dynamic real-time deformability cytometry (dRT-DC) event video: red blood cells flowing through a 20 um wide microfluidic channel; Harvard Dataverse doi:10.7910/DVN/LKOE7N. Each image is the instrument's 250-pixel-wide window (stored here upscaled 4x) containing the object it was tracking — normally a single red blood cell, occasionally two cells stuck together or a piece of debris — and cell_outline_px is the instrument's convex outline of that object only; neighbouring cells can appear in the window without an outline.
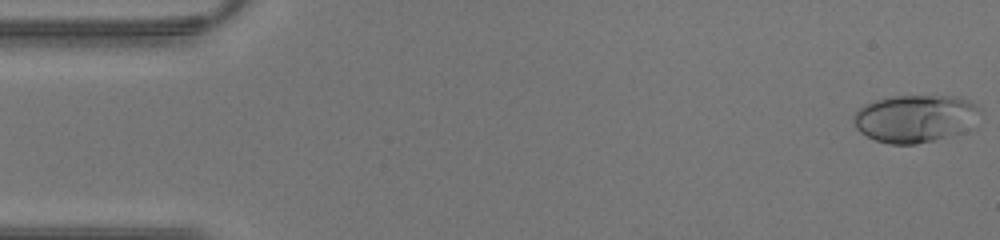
{"species": "human", "species_latin": "Homo sapiens", "temperature_condition": "warm", "stored_images_in_passage": 43, "camera_frame_rate_fps": 3000, "um_per_image_px": 0.085, "donor": {"sex": "male"}, "frame": {"image": 1, "passage_image": 1, "time_ms": 0.0, "image_size_px": [1000, 240], "cell_outline_px": [[984, 112], [944, 136], [932, 140], [916, 144], [892, 144], [876, 140], [860, 132], [856, 128], [852, 120], [852, 116], [860, 108], [876, 100], [892, 96], [952, 96], [976, 104]], "centroid_in_image_um": [77.65, 10.04], "position_along_channel_um": 7.3, "area_um2": 33.64}}
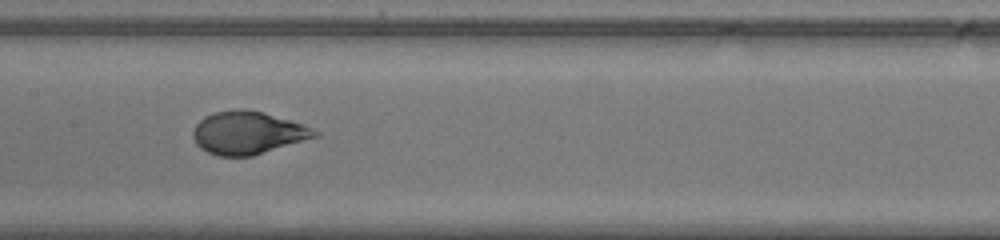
{"frame": {"image": 2, "passage_image": 21, "time_ms": 6.667, "image_size_px": [1000, 240], "cell_outline_px": [[320, 136], [252, 156], [216, 156], [200, 148], [196, 144], [192, 136], [192, 132], [196, 124], [204, 116], [212, 112], [232, 108], [244, 108], [260, 112], [304, 124], [320, 132]], "centroid_in_image_um": [21.04, 11.28], "position_along_channel_um": 186.4, "area_um2": 30.63}}
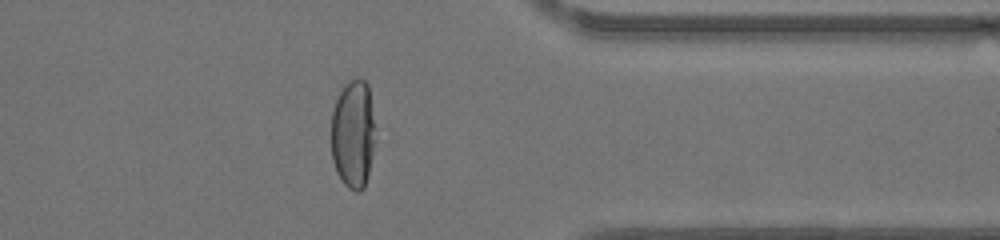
{"frame": {"image": 3, "passage_image": 34, "time_ms": 11.0, "image_size_px": [1000, 240], "cell_outline_px": [[376, 128], [368, 176], [364, 188], [360, 192], [356, 192], [348, 188], [344, 184], [336, 172], [332, 160], [332, 112], [336, 100], [344, 84], [348, 80], [356, 76], [360, 76], [368, 84]], "centroid_in_image_um": [30.03, 11.36], "position_along_channel_um": 381.4, "area_um2": 28.32}}